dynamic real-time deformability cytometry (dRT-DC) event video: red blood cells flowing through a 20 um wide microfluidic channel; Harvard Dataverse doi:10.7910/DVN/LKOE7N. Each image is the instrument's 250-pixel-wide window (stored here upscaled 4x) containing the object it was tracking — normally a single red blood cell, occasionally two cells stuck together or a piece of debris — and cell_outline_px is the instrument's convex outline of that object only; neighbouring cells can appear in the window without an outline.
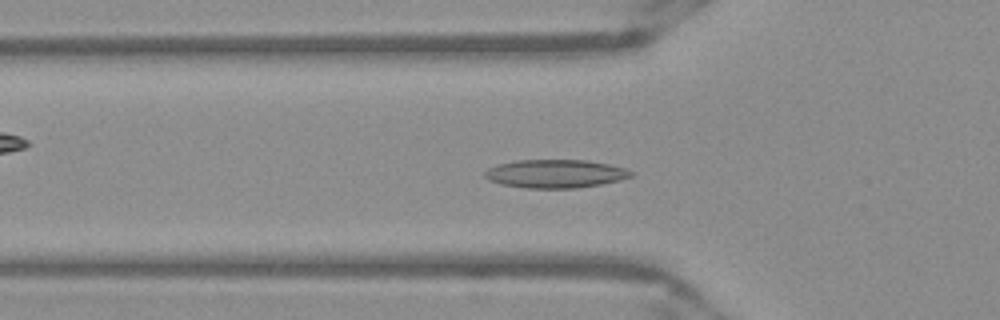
{"species": "Egyptian fruit bat (a non-hibernating species)", "species_latin": "Rousettus aegyptiacus", "temperature_condition": "warm", "stored_images_in_passage": 36, "camera_frame_rate_fps": 3000, "um_per_image_px": 0.085, "frame": {"image": 1, "passage_image": 6, "time_ms": 1.667, "image_size_px": [1000, 320], "cell_outline_px": [[636, 172], [632, 176], [620, 180], [600, 184], [576, 188], [524, 188], [500, 184], [488, 180], [484, 176], [484, 172], [488, 168], [496, 164], [516, 160], [588, 160], [608, 164], [624, 168]], "centroid_in_image_um": [47.18, 14.76], "position_along_channel_um": 78.6, "area_um2": 24.33}}
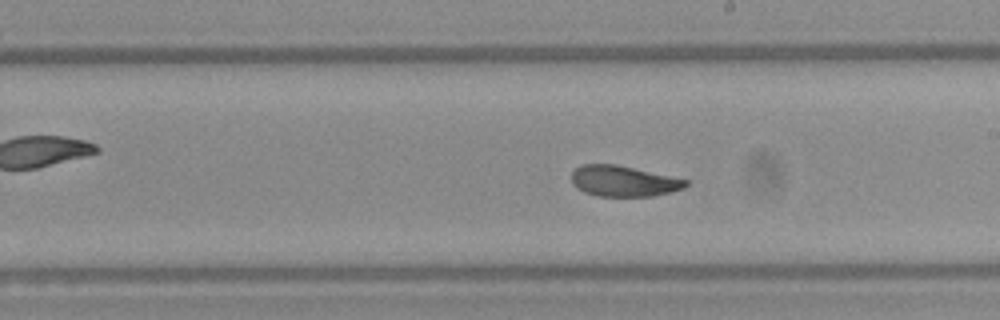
{"frame": {"image": 2, "passage_image": 18, "time_ms": 5.667, "image_size_px": [1000, 320], "cell_outline_px": [[688, 184], [684, 188], [672, 192], [652, 196], [596, 196], [584, 192], [576, 188], [572, 184], [572, 172], [580, 164], [616, 164], [688, 180]], "centroid_in_image_um": [52.97, 15.4], "position_along_channel_um": 236.0, "area_um2": 20.52}}
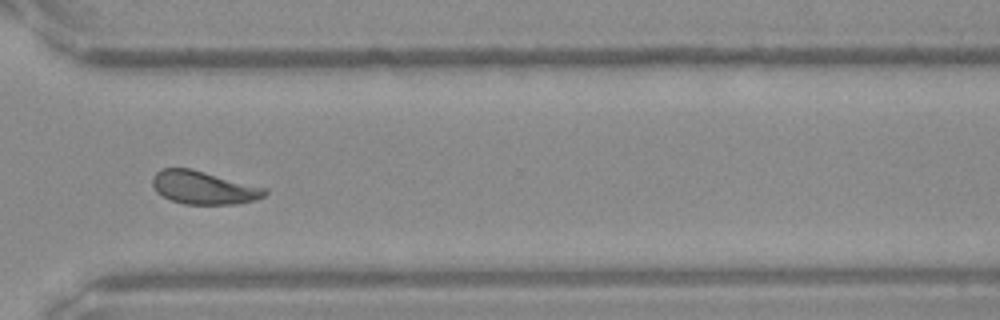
{"frame": {"image": 3, "passage_image": 27, "time_ms": 8.667, "image_size_px": [1000, 320], "cell_outline_px": [[268, 192], [264, 196], [256, 200], [236, 204], [184, 204], [172, 200], [156, 192], [152, 184], [152, 176], [160, 168], [192, 168], [268, 188]], "centroid_in_image_um": [17.32, 15.93], "position_along_channel_um": 353.3, "area_um2": 21.96}, "authors_computed_cell_mechanics": {"area_um2": 21.5594, "velocity_mm_per_s": 3.9167, "shape_relaxation_time_tau1_ms": 4.6156, "shape_relaxation_time_tau2_ms": 1.6141, "deformation_change_tau1": 0.1371, "deformation_change_tau2": 0.0709}}